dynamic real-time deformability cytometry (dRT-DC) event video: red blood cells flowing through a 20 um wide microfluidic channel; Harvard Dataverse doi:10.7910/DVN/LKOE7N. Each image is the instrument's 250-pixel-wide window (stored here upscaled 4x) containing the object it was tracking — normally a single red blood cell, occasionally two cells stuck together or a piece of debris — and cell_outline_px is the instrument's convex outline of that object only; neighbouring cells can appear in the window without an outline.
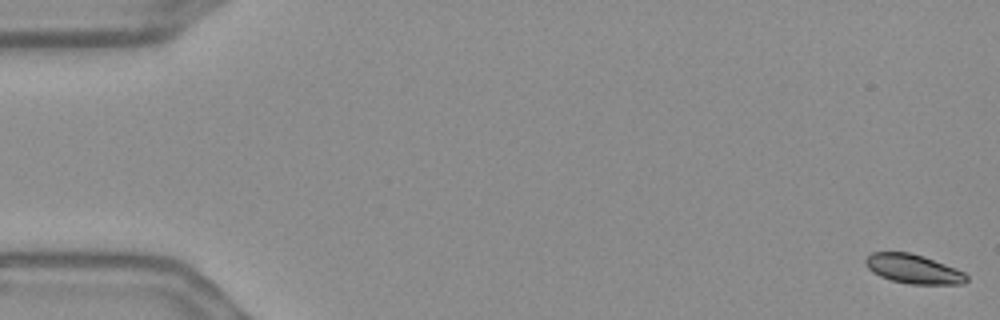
{"species": "Egyptian fruit bat (a non-hibernating species)", "species_latin": "Rousettus aegyptiacus", "temperature_condition": "warm", "stored_images_in_passage": 56, "camera_frame_rate_fps": 3000, "um_per_image_px": 0.085, "frame": {"image": 1, "passage_image": 1, "time_ms": 0.0, "image_size_px": [1000, 320], "cell_outline_px": [[968, 280], [964, 284], [908, 284], [892, 280], [880, 276], [872, 272], [864, 264], [864, 260], [872, 252], [908, 252], [924, 256], [956, 268], [964, 272], [968, 276]], "centroid_in_image_um": [77.64, 22.86], "position_along_channel_um": 7.4, "area_um2": 17.28}}
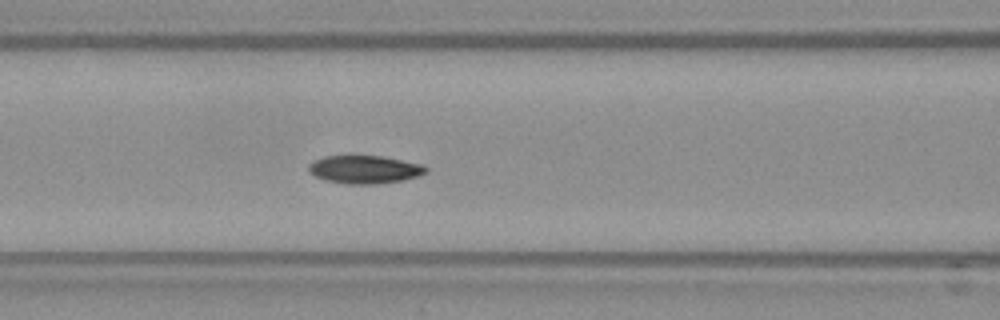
{"frame": {"image": 2, "passage_image": 24, "time_ms": 7.667, "image_size_px": [1000, 320], "cell_outline_px": [[428, 172], [420, 176], [404, 180], [376, 184], [348, 184], [324, 180], [308, 172], [308, 164], [312, 160], [324, 156], [348, 152], [352, 152], [384, 156], [424, 164], [428, 168]], "centroid_in_image_um": [30.97, 14.34], "position_along_channel_um": 135.6, "area_um2": 20.46}}
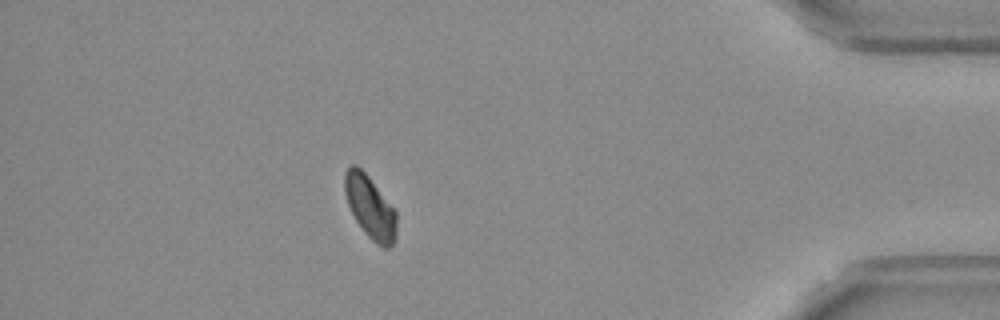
{"frame": {"image": 3, "passage_image": 50, "time_ms": 16.333, "image_size_px": [1000, 320], "cell_outline_px": [[396, 240], [388, 248], [384, 248], [376, 244], [364, 232], [356, 220], [348, 204], [344, 192], [344, 172], [352, 164], [356, 164], [368, 176], [396, 212]], "centroid_in_image_um": [31.45, 17.62], "position_along_channel_um": 403.8, "area_um2": 18.73}, "authors_computed_cell_mechanics": {"area_um2": 18.8428, "velocity_mm_per_s": 3.6324, "shape_relaxation_time_tau1_ms": 9.4293, "shape_relaxation_time_tau2_ms": null, "deformation_change_tau1": 0.1543, "deformation_change_tau2": null}}